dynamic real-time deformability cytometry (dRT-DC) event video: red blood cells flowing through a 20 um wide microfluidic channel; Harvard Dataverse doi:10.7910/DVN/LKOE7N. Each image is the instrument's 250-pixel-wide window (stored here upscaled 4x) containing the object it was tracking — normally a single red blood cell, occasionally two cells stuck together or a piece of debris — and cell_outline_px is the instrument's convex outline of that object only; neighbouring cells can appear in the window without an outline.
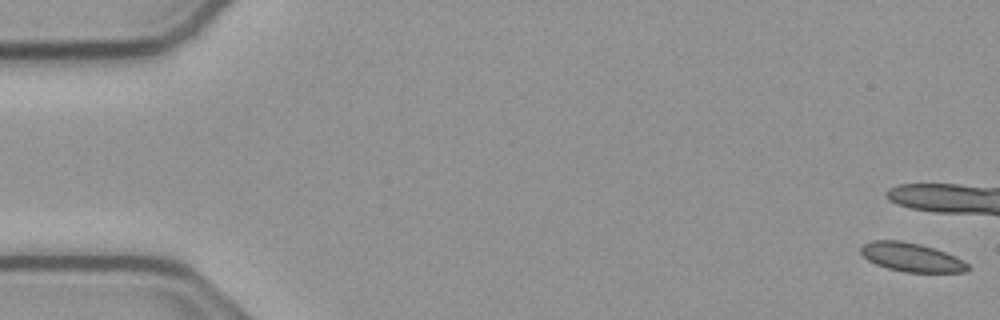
{"species": "common noctule bat (a hibernating species)", "species_latin": "Nyctalus noctula", "temperature_condition": "cold", "stored_images_in_passage": 11, "camera_frame_rate_fps": 3000, "um_per_image_px": 0.085, "animal": {"sex": "male", "body_mass_g": 23.1, "forearm_length_mm": 52.7}, "frame": {"image": 1, "passage_image": 1, "time_ms": 0.0, "image_size_px": [1000, 320], "cell_outline_px": [[968, 272], [904, 272], [888, 268], [876, 264], [868, 260], [860, 252], [860, 248], [864, 244], [872, 240], [900, 240], [920, 244], [956, 256], [964, 260], [968, 264]], "centroid_in_image_um": [77.47, 21.86], "position_along_channel_um": 7.5, "area_um2": 17.86}}